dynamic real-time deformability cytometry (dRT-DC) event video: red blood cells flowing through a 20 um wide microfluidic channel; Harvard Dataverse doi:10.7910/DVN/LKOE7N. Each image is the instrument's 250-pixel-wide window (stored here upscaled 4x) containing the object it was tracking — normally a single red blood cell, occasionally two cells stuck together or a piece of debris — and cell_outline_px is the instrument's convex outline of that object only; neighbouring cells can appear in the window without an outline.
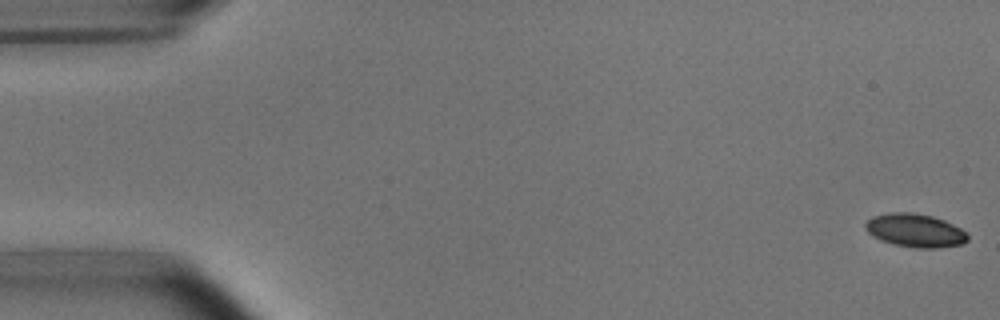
{"species": "common noctule bat (a hibernating species)", "species_latin": "Nyctalus noctula", "temperature_condition": "room temperature", "stored_images_in_passage": 53, "camera_frame_rate_fps": 3000, "um_per_image_px": 0.085, "animal": {"sex": "male", "body_mass_g": 15.6}, "frame": {"image": 1, "passage_image": 1, "time_ms": 0.0, "image_size_px": [1000, 320], "cell_outline_px": [[968, 240], [960, 244], [936, 248], [916, 248], [896, 244], [880, 240], [872, 236], [864, 228], [864, 224], [872, 216], [892, 212], [912, 212], [932, 216], [944, 220], [960, 228], [968, 236]], "centroid_in_image_um": [77.75, 19.58], "position_along_channel_um": 7.3, "area_um2": 19.77}}
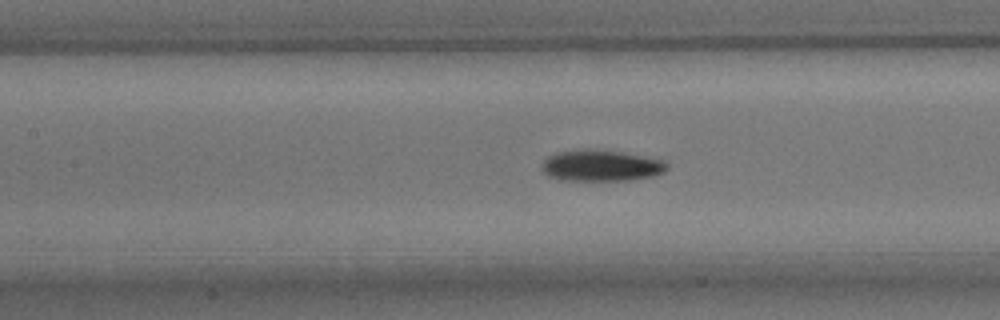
{"frame": {"image": 2, "passage_image": 24, "time_ms": 7.667, "image_size_px": [1000, 320], "cell_outline_px": [[668, 168], [664, 172], [656, 176], [632, 180], [560, 180], [548, 176], [540, 168], [540, 164], [548, 156], [556, 152], [584, 148], [592, 148], [620, 152], [664, 160], [668, 164]], "centroid_in_image_um": [51.07, 14.07], "position_along_channel_um": 156.3, "area_um2": 23.18}}
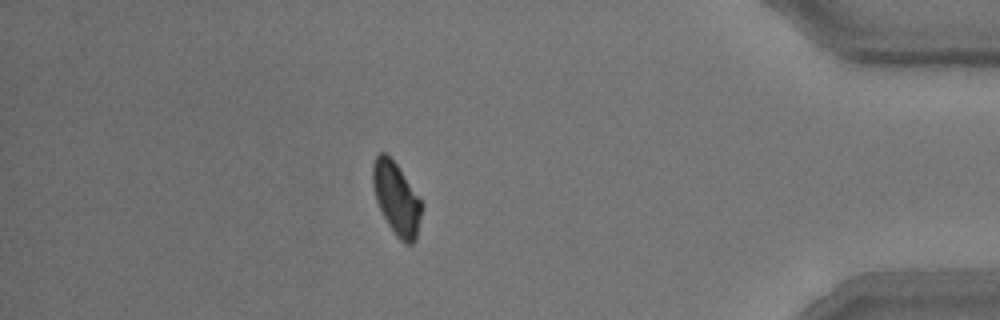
{"frame": {"image": 3, "passage_image": 47, "time_ms": 15.333, "image_size_px": [1000, 320], "cell_outline_px": [[424, 204], [416, 240], [412, 244], [408, 244], [400, 240], [396, 236], [388, 224], [376, 200], [372, 184], [372, 164], [376, 156], [380, 152], [384, 152], [396, 164]], "centroid_in_image_um": [33.71, 16.9], "position_along_channel_um": 401.5, "area_um2": 20.58}, "authors_computed_cell_mechanics": {"area_um2": 21.5016, "velocity_mm_per_s": 3.7357, "shape_relaxation_time_tau1_ms": 2.1877, "shape_relaxation_time_tau2_ms": 4.1399, "deformation_change_tau1": 0.0883, "deformation_change_tau2": 0.0944}}